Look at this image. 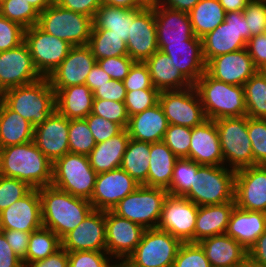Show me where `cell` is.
<instances>
[{"instance_id": "cell-37", "label": "cell", "mask_w": 266, "mask_h": 267, "mask_svg": "<svg viewBox=\"0 0 266 267\" xmlns=\"http://www.w3.org/2000/svg\"><path fill=\"white\" fill-rule=\"evenodd\" d=\"M34 127L3 101L0 105V148L20 145L33 140Z\"/></svg>"}, {"instance_id": "cell-41", "label": "cell", "mask_w": 266, "mask_h": 267, "mask_svg": "<svg viewBox=\"0 0 266 267\" xmlns=\"http://www.w3.org/2000/svg\"><path fill=\"white\" fill-rule=\"evenodd\" d=\"M87 46L96 61L108 57L128 55L127 44L110 30H92Z\"/></svg>"}, {"instance_id": "cell-21", "label": "cell", "mask_w": 266, "mask_h": 267, "mask_svg": "<svg viewBox=\"0 0 266 267\" xmlns=\"http://www.w3.org/2000/svg\"><path fill=\"white\" fill-rule=\"evenodd\" d=\"M97 63L91 49L73 46L66 58L47 77L53 89L85 84L91 68Z\"/></svg>"}, {"instance_id": "cell-18", "label": "cell", "mask_w": 266, "mask_h": 267, "mask_svg": "<svg viewBox=\"0 0 266 267\" xmlns=\"http://www.w3.org/2000/svg\"><path fill=\"white\" fill-rule=\"evenodd\" d=\"M145 230L138 223L105 211L106 252L116 260L127 258L140 243Z\"/></svg>"}, {"instance_id": "cell-32", "label": "cell", "mask_w": 266, "mask_h": 267, "mask_svg": "<svg viewBox=\"0 0 266 267\" xmlns=\"http://www.w3.org/2000/svg\"><path fill=\"white\" fill-rule=\"evenodd\" d=\"M53 90L56 110L67 119H85L91 113L94 95L86 84Z\"/></svg>"}, {"instance_id": "cell-34", "label": "cell", "mask_w": 266, "mask_h": 267, "mask_svg": "<svg viewBox=\"0 0 266 267\" xmlns=\"http://www.w3.org/2000/svg\"><path fill=\"white\" fill-rule=\"evenodd\" d=\"M129 140L130 137L125 128L116 136L104 142L96 143L88 155L90 165L94 171L100 174L121 167Z\"/></svg>"}, {"instance_id": "cell-8", "label": "cell", "mask_w": 266, "mask_h": 267, "mask_svg": "<svg viewBox=\"0 0 266 267\" xmlns=\"http://www.w3.org/2000/svg\"><path fill=\"white\" fill-rule=\"evenodd\" d=\"M167 196L168 191L164 188L140 185L119 201L112 212L140 224L145 229L157 228Z\"/></svg>"}, {"instance_id": "cell-17", "label": "cell", "mask_w": 266, "mask_h": 267, "mask_svg": "<svg viewBox=\"0 0 266 267\" xmlns=\"http://www.w3.org/2000/svg\"><path fill=\"white\" fill-rule=\"evenodd\" d=\"M140 186L121 167L97 174L95 187L89 200L94 210L112 211L124 197Z\"/></svg>"}, {"instance_id": "cell-51", "label": "cell", "mask_w": 266, "mask_h": 267, "mask_svg": "<svg viewBox=\"0 0 266 267\" xmlns=\"http://www.w3.org/2000/svg\"><path fill=\"white\" fill-rule=\"evenodd\" d=\"M112 258L106 251L68 252V267H115Z\"/></svg>"}, {"instance_id": "cell-23", "label": "cell", "mask_w": 266, "mask_h": 267, "mask_svg": "<svg viewBox=\"0 0 266 267\" xmlns=\"http://www.w3.org/2000/svg\"><path fill=\"white\" fill-rule=\"evenodd\" d=\"M69 119L56 109L42 124L34 128L33 142L54 162L69 153Z\"/></svg>"}, {"instance_id": "cell-11", "label": "cell", "mask_w": 266, "mask_h": 267, "mask_svg": "<svg viewBox=\"0 0 266 267\" xmlns=\"http://www.w3.org/2000/svg\"><path fill=\"white\" fill-rule=\"evenodd\" d=\"M181 244L169 232L146 229L140 243L127 258L139 267H172Z\"/></svg>"}, {"instance_id": "cell-40", "label": "cell", "mask_w": 266, "mask_h": 267, "mask_svg": "<svg viewBox=\"0 0 266 267\" xmlns=\"http://www.w3.org/2000/svg\"><path fill=\"white\" fill-rule=\"evenodd\" d=\"M61 248V239L50 229L40 228L31 232L26 257L22 260L24 267L30 263L43 260Z\"/></svg>"}, {"instance_id": "cell-9", "label": "cell", "mask_w": 266, "mask_h": 267, "mask_svg": "<svg viewBox=\"0 0 266 267\" xmlns=\"http://www.w3.org/2000/svg\"><path fill=\"white\" fill-rule=\"evenodd\" d=\"M224 165L239 170L254 165L251 141L247 130V115L215 120ZM228 166H227V163Z\"/></svg>"}, {"instance_id": "cell-39", "label": "cell", "mask_w": 266, "mask_h": 267, "mask_svg": "<svg viewBox=\"0 0 266 267\" xmlns=\"http://www.w3.org/2000/svg\"><path fill=\"white\" fill-rule=\"evenodd\" d=\"M150 143L130 139L123 155L121 168L137 183L147 182L149 170Z\"/></svg>"}, {"instance_id": "cell-42", "label": "cell", "mask_w": 266, "mask_h": 267, "mask_svg": "<svg viewBox=\"0 0 266 267\" xmlns=\"http://www.w3.org/2000/svg\"><path fill=\"white\" fill-rule=\"evenodd\" d=\"M243 87L247 116L266 119V76L257 71Z\"/></svg>"}, {"instance_id": "cell-54", "label": "cell", "mask_w": 266, "mask_h": 267, "mask_svg": "<svg viewBox=\"0 0 266 267\" xmlns=\"http://www.w3.org/2000/svg\"><path fill=\"white\" fill-rule=\"evenodd\" d=\"M127 92L136 90H158L153 87L150 73L144 62L135 61L123 80Z\"/></svg>"}, {"instance_id": "cell-43", "label": "cell", "mask_w": 266, "mask_h": 267, "mask_svg": "<svg viewBox=\"0 0 266 267\" xmlns=\"http://www.w3.org/2000/svg\"><path fill=\"white\" fill-rule=\"evenodd\" d=\"M39 12L27 0H1L0 15L27 29L37 25Z\"/></svg>"}, {"instance_id": "cell-70", "label": "cell", "mask_w": 266, "mask_h": 267, "mask_svg": "<svg viewBox=\"0 0 266 267\" xmlns=\"http://www.w3.org/2000/svg\"><path fill=\"white\" fill-rule=\"evenodd\" d=\"M237 267H266L252 256L247 254L244 259L237 265Z\"/></svg>"}, {"instance_id": "cell-12", "label": "cell", "mask_w": 266, "mask_h": 267, "mask_svg": "<svg viewBox=\"0 0 266 267\" xmlns=\"http://www.w3.org/2000/svg\"><path fill=\"white\" fill-rule=\"evenodd\" d=\"M24 42L29 48L35 68L42 77H48L73 47L67 41L45 33L37 25L25 29Z\"/></svg>"}, {"instance_id": "cell-46", "label": "cell", "mask_w": 266, "mask_h": 267, "mask_svg": "<svg viewBox=\"0 0 266 267\" xmlns=\"http://www.w3.org/2000/svg\"><path fill=\"white\" fill-rule=\"evenodd\" d=\"M247 130L251 141L254 165H266V119L247 116Z\"/></svg>"}, {"instance_id": "cell-35", "label": "cell", "mask_w": 266, "mask_h": 267, "mask_svg": "<svg viewBox=\"0 0 266 267\" xmlns=\"http://www.w3.org/2000/svg\"><path fill=\"white\" fill-rule=\"evenodd\" d=\"M143 8L127 9L101 5L93 18L92 30H110V33L116 34L127 43L134 17Z\"/></svg>"}, {"instance_id": "cell-15", "label": "cell", "mask_w": 266, "mask_h": 267, "mask_svg": "<svg viewBox=\"0 0 266 267\" xmlns=\"http://www.w3.org/2000/svg\"><path fill=\"white\" fill-rule=\"evenodd\" d=\"M41 78L25 42L0 52V95L8 89L28 85Z\"/></svg>"}, {"instance_id": "cell-24", "label": "cell", "mask_w": 266, "mask_h": 267, "mask_svg": "<svg viewBox=\"0 0 266 267\" xmlns=\"http://www.w3.org/2000/svg\"><path fill=\"white\" fill-rule=\"evenodd\" d=\"M42 227L38 189H32L23 198L0 212V230H19L31 233Z\"/></svg>"}, {"instance_id": "cell-48", "label": "cell", "mask_w": 266, "mask_h": 267, "mask_svg": "<svg viewBox=\"0 0 266 267\" xmlns=\"http://www.w3.org/2000/svg\"><path fill=\"white\" fill-rule=\"evenodd\" d=\"M91 113L115 122L123 129L127 128L129 122V116L124 102L94 99Z\"/></svg>"}, {"instance_id": "cell-71", "label": "cell", "mask_w": 266, "mask_h": 267, "mask_svg": "<svg viewBox=\"0 0 266 267\" xmlns=\"http://www.w3.org/2000/svg\"><path fill=\"white\" fill-rule=\"evenodd\" d=\"M115 267H139L132 263L128 258H121L115 261Z\"/></svg>"}, {"instance_id": "cell-58", "label": "cell", "mask_w": 266, "mask_h": 267, "mask_svg": "<svg viewBox=\"0 0 266 267\" xmlns=\"http://www.w3.org/2000/svg\"><path fill=\"white\" fill-rule=\"evenodd\" d=\"M127 91L124 87L123 81L113 80L104 83L101 87L97 88L94 92V99H104L124 102Z\"/></svg>"}, {"instance_id": "cell-25", "label": "cell", "mask_w": 266, "mask_h": 267, "mask_svg": "<svg viewBox=\"0 0 266 267\" xmlns=\"http://www.w3.org/2000/svg\"><path fill=\"white\" fill-rule=\"evenodd\" d=\"M158 49L169 56L176 68L192 85L206 72L202 38L192 37L186 43L158 45Z\"/></svg>"}, {"instance_id": "cell-20", "label": "cell", "mask_w": 266, "mask_h": 267, "mask_svg": "<svg viewBox=\"0 0 266 267\" xmlns=\"http://www.w3.org/2000/svg\"><path fill=\"white\" fill-rule=\"evenodd\" d=\"M61 247L67 252L106 251L105 211L93 210L61 239Z\"/></svg>"}, {"instance_id": "cell-3", "label": "cell", "mask_w": 266, "mask_h": 267, "mask_svg": "<svg viewBox=\"0 0 266 267\" xmlns=\"http://www.w3.org/2000/svg\"><path fill=\"white\" fill-rule=\"evenodd\" d=\"M1 97L11 110L28 120L34 128L47 120L56 109L55 91L47 77L8 89Z\"/></svg>"}, {"instance_id": "cell-26", "label": "cell", "mask_w": 266, "mask_h": 267, "mask_svg": "<svg viewBox=\"0 0 266 267\" xmlns=\"http://www.w3.org/2000/svg\"><path fill=\"white\" fill-rule=\"evenodd\" d=\"M189 159L199 165H224L217 126L214 120L207 119L200 125L191 128Z\"/></svg>"}, {"instance_id": "cell-50", "label": "cell", "mask_w": 266, "mask_h": 267, "mask_svg": "<svg viewBox=\"0 0 266 267\" xmlns=\"http://www.w3.org/2000/svg\"><path fill=\"white\" fill-rule=\"evenodd\" d=\"M33 188L16 178L0 175V212L27 195Z\"/></svg>"}, {"instance_id": "cell-36", "label": "cell", "mask_w": 266, "mask_h": 267, "mask_svg": "<svg viewBox=\"0 0 266 267\" xmlns=\"http://www.w3.org/2000/svg\"><path fill=\"white\" fill-rule=\"evenodd\" d=\"M177 160L178 158L163 141L150 143L149 170L144 185L167 190Z\"/></svg>"}, {"instance_id": "cell-72", "label": "cell", "mask_w": 266, "mask_h": 267, "mask_svg": "<svg viewBox=\"0 0 266 267\" xmlns=\"http://www.w3.org/2000/svg\"><path fill=\"white\" fill-rule=\"evenodd\" d=\"M258 71L266 76V63H264V65L260 67Z\"/></svg>"}, {"instance_id": "cell-57", "label": "cell", "mask_w": 266, "mask_h": 267, "mask_svg": "<svg viewBox=\"0 0 266 267\" xmlns=\"http://www.w3.org/2000/svg\"><path fill=\"white\" fill-rule=\"evenodd\" d=\"M135 61L126 56L108 57L97 60L98 65L113 79L123 81Z\"/></svg>"}, {"instance_id": "cell-31", "label": "cell", "mask_w": 266, "mask_h": 267, "mask_svg": "<svg viewBox=\"0 0 266 267\" xmlns=\"http://www.w3.org/2000/svg\"><path fill=\"white\" fill-rule=\"evenodd\" d=\"M144 63L148 67L153 87L159 91L183 90L193 86L161 50L155 52Z\"/></svg>"}, {"instance_id": "cell-64", "label": "cell", "mask_w": 266, "mask_h": 267, "mask_svg": "<svg viewBox=\"0 0 266 267\" xmlns=\"http://www.w3.org/2000/svg\"><path fill=\"white\" fill-rule=\"evenodd\" d=\"M112 78L96 63L87 76L85 84L94 92L104 83L110 81Z\"/></svg>"}, {"instance_id": "cell-66", "label": "cell", "mask_w": 266, "mask_h": 267, "mask_svg": "<svg viewBox=\"0 0 266 267\" xmlns=\"http://www.w3.org/2000/svg\"><path fill=\"white\" fill-rule=\"evenodd\" d=\"M160 6L189 13L200 0H155Z\"/></svg>"}, {"instance_id": "cell-52", "label": "cell", "mask_w": 266, "mask_h": 267, "mask_svg": "<svg viewBox=\"0 0 266 267\" xmlns=\"http://www.w3.org/2000/svg\"><path fill=\"white\" fill-rule=\"evenodd\" d=\"M159 90H136L127 92L124 104L128 116H134L159 103Z\"/></svg>"}, {"instance_id": "cell-13", "label": "cell", "mask_w": 266, "mask_h": 267, "mask_svg": "<svg viewBox=\"0 0 266 267\" xmlns=\"http://www.w3.org/2000/svg\"><path fill=\"white\" fill-rule=\"evenodd\" d=\"M159 104L169 124L194 128L207 120L194 85L183 90L160 91Z\"/></svg>"}, {"instance_id": "cell-16", "label": "cell", "mask_w": 266, "mask_h": 267, "mask_svg": "<svg viewBox=\"0 0 266 267\" xmlns=\"http://www.w3.org/2000/svg\"><path fill=\"white\" fill-rule=\"evenodd\" d=\"M234 201L241 209L266 213V165L236 170Z\"/></svg>"}, {"instance_id": "cell-2", "label": "cell", "mask_w": 266, "mask_h": 267, "mask_svg": "<svg viewBox=\"0 0 266 267\" xmlns=\"http://www.w3.org/2000/svg\"><path fill=\"white\" fill-rule=\"evenodd\" d=\"M42 225L60 239L74 230L93 210L89 200L75 197L52 185L38 189Z\"/></svg>"}, {"instance_id": "cell-14", "label": "cell", "mask_w": 266, "mask_h": 267, "mask_svg": "<svg viewBox=\"0 0 266 267\" xmlns=\"http://www.w3.org/2000/svg\"><path fill=\"white\" fill-rule=\"evenodd\" d=\"M198 206L183 196L166 197L158 229L169 232L182 243H194Z\"/></svg>"}, {"instance_id": "cell-6", "label": "cell", "mask_w": 266, "mask_h": 267, "mask_svg": "<svg viewBox=\"0 0 266 267\" xmlns=\"http://www.w3.org/2000/svg\"><path fill=\"white\" fill-rule=\"evenodd\" d=\"M96 177L88 156L69 152L53 162L51 185L75 197L90 200Z\"/></svg>"}, {"instance_id": "cell-47", "label": "cell", "mask_w": 266, "mask_h": 267, "mask_svg": "<svg viewBox=\"0 0 266 267\" xmlns=\"http://www.w3.org/2000/svg\"><path fill=\"white\" fill-rule=\"evenodd\" d=\"M163 142L171 149L178 159H189L191 128L169 124Z\"/></svg>"}, {"instance_id": "cell-28", "label": "cell", "mask_w": 266, "mask_h": 267, "mask_svg": "<svg viewBox=\"0 0 266 267\" xmlns=\"http://www.w3.org/2000/svg\"><path fill=\"white\" fill-rule=\"evenodd\" d=\"M265 231L266 213L234 207L229 218L226 234L246 250H249Z\"/></svg>"}, {"instance_id": "cell-44", "label": "cell", "mask_w": 266, "mask_h": 267, "mask_svg": "<svg viewBox=\"0 0 266 267\" xmlns=\"http://www.w3.org/2000/svg\"><path fill=\"white\" fill-rule=\"evenodd\" d=\"M201 165L196 162L181 158L174 165L173 177L170 187L167 189L168 194L172 196H184L195 181V174Z\"/></svg>"}, {"instance_id": "cell-33", "label": "cell", "mask_w": 266, "mask_h": 267, "mask_svg": "<svg viewBox=\"0 0 266 267\" xmlns=\"http://www.w3.org/2000/svg\"><path fill=\"white\" fill-rule=\"evenodd\" d=\"M235 202L198 206L194 243L215 235L225 234Z\"/></svg>"}, {"instance_id": "cell-67", "label": "cell", "mask_w": 266, "mask_h": 267, "mask_svg": "<svg viewBox=\"0 0 266 267\" xmlns=\"http://www.w3.org/2000/svg\"><path fill=\"white\" fill-rule=\"evenodd\" d=\"M100 2L102 5H111L127 9L145 7L149 3L147 0H100Z\"/></svg>"}, {"instance_id": "cell-38", "label": "cell", "mask_w": 266, "mask_h": 267, "mask_svg": "<svg viewBox=\"0 0 266 267\" xmlns=\"http://www.w3.org/2000/svg\"><path fill=\"white\" fill-rule=\"evenodd\" d=\"M189 17L195 36L202 38L225 21L226 12L218 0H200Z\"/></svg>"}, {"instance_id": "cell-22", "label": "cell", "mask_w": 266, "mask_h": 267, "mask_svg": "<svg viewBox=\"0 0 266 267\" xmlns=\"http://www.w3.org/2000/svg\"><path fill=\"white\" fill-rule=\"evenodd\" d=\"M257 71L247 48L216 56L206 64L211 77L232 85L243 86Z\"/></svg>"}, {"instance_id": "cell-10", "label": "cell", "mask_w": 266, "mask_h": 267, "mask_svg": "<svg viewBox=\"0 0 266 267\" xmlns=\"http://www.w3.org/2000/svg\"><path fill=\"white\" fill-rule=\"evenodd\" d=\"M251 32L243 11L227 12L225 21L202 37L203 57L206 64L216 56L247 47Z\"/></svg>"}, {"instance_id": "cell-29", "label": "cell", "mask_w": 266, "mask_h": 267, "mask_svg": "<svg viewBox=\"0 0 266 267\" xmlns=\"http://www.w3.org/2000/svg\"><path fill=\"white\" fill-rule=\"evenodd\" d=\"M168 125L163 109L158 103L141 113L129 117L126 129L130 139L154 143L163 141Z\"/></svg>"}, {"instance_id": "cell-30", "label": "cell", "mask_w": 266, "mask_h": 267, "mask_svg": "<svg viewBox=\"0 0 266 267\" xmlns=\"http://www.w3.org/2000/svg\"><path fill=\"white\" fill-rule=\"evenodd\" d=\"M198 244L212 267H237L248 254V250L226 233L202 239Z\"/></svg>"}, {"instance_id": "cell-49", "label": "cell", "mask_w": 266, "mask_h": 267, "mask_svg": "<svg viewBox=\"0 0 266 267\" xmlns=\"http://www.w3.org/2000/svg\"><path fill=\"white\" fill-rule=\"evenodd\" d=\"M172 267H212L198 243H182Z\"/></svg>"}, {"instance_id": "cell-60", "label": "cell", "mask_w": 266, "mask_h": 267, "mask_svg": "<svg viewBox=\"0 0 266 267\" xmlns=\"http://www.w3.org/2000/svg\"><path fill=\"white\" fill-rule=\"evenodd\" d=\"M4 233L14 253L22 260L26 257L31 233L19 230H0Z\"/></svg>"}, {"instance_id": "cell-65", "label": "cell", "mask_w": 266, "mask_h": 267, "mask_svg": "<svg viewBox=\"0 0 266 267\" xmlns=\"http://www.w3.org/2000/svg\"><path fill=\"white\" fill-rule=\"evenodd\" d=\"M248 254L266 266V231L258 237L248 250Z\"/></svg>"}, {"instance_id": "cell-7", "label": "cell", "mask_w": 266, "mask_h": 267, "mask_svg": "<svg viewBox=\"0 0 266 267\" xmlns=\"http://www.w3.org/2000/svg\"><path fill=\"white\" fill-rule=\"evenodd\" d=\"M37 26L72 46H85L90 39L93 18L62 8L54 2L39 14Z\"/></svg>"}, {"instance_id": "cell-4", "label": "cell", "mask_w": 266, "mask_h": 267, "mask_svg": "<svg viewBox=\"0 0 266 267\" xmlns=\"http://www.w3.org/2000/svg\"><path fill=\"white\" fill-rule=\"evenodd\" d=\"M207 119L247 115L244 87L216 80L205 72L194 84Z\"/></svg>"}, {"instance_id": "cell-5", "label": "cell", "mask_w": 266, "mask_h": 267, "mask_svg": "<svg viewBox=\"0 0 266 267\" xmlns=\"http://www.w3.org/2000/svg\"><path fill=\"white\" fill-rule=\"evenodd\" d=\"M235 176L236 171L224 165H201L194 183L183 197L197 206L235 202Z\"/></svg>"}, {"instance_id": "cell-56", "label": "cell", "mask_w": 266, "mask_h": 267, "mask_svg": "<svg viewBox=\"0 0 266 267\" xmlns=\"http://www.w3.org/2000/svg\"><path fill=\"white\" fill-rule=\"evenodd\" d=\"M85 120L88 123L96 143L104 142L123 130L119 124L92 113H90Z\"/></svg>"}, {"instance_id": "cell-45", "label": "cell", "mask_w": 266, "mask_h": 267, "mask_svg": "<svg viewBox=\"0 0 266 267\" xmlns=\"http://www.w3.org/2000/svg\"><path fill=\"white\" fill-rule=\"evenodd\" d=\"M68 139L70 153L88 156L96 145L85 119L69 120Z\"/></svg>"}, {"instance_id": "cell-62", "label": "cell", "mask_w": 266, "mask_h": 267, "mask_svg": "<svg viewBox=\"0 0 266 267\" xmlns=\"http://www.w3.org/2000/svg\"><path fill=\"white\" fill-rule=\"evenodd\" d=\"M0 267H24L22 259L14 253L2 231H0Z\"/></svg>"}, {"instance_id": "cell-53", "label": "cell", "mask_w": 266, "mask_h": 267, "mask_svg": "<svg viewBox=\"0 0 266 267\" xmlns=\"http://www.w3.org/2000/svg\"><path fill=\"white\" fill-rule=\"evenodd\" d=\"M251 37L264 33L266 25V0H250L243 10Z\"/></svg>"}, {"instance_id": "cell-68", "label": "cell", "mask_w": 266, "mask_h": 267, "mask_svg": "<svg viewBox=\"0 0 266 267\" xmlns=\"http://www.w3.org/2000/svg\"><path fill=\"white\" fill-rule=\"evenodd\" d=\"M225 12L243 11L250 0H218Z\"/></svg>"}, {"instance_id": "cell-1", "label": "cell", "mask_w": 266, "mask_h": 267, "mask_svg": "<svg viewBox=\"0 0 266 267\" xmlns=\"http://www.w3.org/2000/svg\"><path fill=\"white\" fill-rule=\"evenodd\" d=\"M51 162L32 141L0 148V175L16 178L33 189L50 186Z\"/></svg>"}, {"instance_id": "cell-63", "label": "cell", "mask_w": 266, "mask_h": 267, "mask_svg": "<svg viewBox=\"0 0 266 267\" xmlns=\"http://www.w3.org/2000/svg\"><path fill=\"white\" fill-rule=\"evenodd\" d=\"M25 267H68V252L61 247L49 257L30 262Z\"/></svg>"}, {"instance_id": "cell-61", "label": "cell", "mask_w": 266, "mask_h": 267, "mask_svg": "<svg viewBox=\"0 0 266 267\" xmlns=\"http://www.w3.org/2000/svg\"><path fill=\"white\" fill-rule=\"evenodd\" d=\"M246 48L257 69L266 63V34L252 36Z\"/></svg>"}, {"instance_id": "cell-69", "label": "cell", "mask_w": 266, "mask_h": 267, "mask_svg": "<svg viewBox=\"0 0 266 267\" xmlns=\"http://www.w3.org/2000/svg\"><path fill=\"white\" fill-rule=\"evenodd\" d=\"M39 13L52 5L55 0H27Z\"/></svg>"}, {"instance_id": "cell-27", "label": "cell", "mask_w": 266, "mask_h": 267, "mask_svg": "<svg viewBox=\"0 0 266 267\" xmlns=\"http://www.w3.org/2000/svg\"><path fill=\"white\" fill-rule=\"evenodd\" d=\"M154 16L158 45L186 43L196 37L189 13L160 6L154 0Z\"/></svg>"}, {"instance_id": "cell-59", "label": "cell", "mask_w": 266, "mask_h": 267, "mask_svg": "<svg viewBox=\"0 0 266 267\" xmlns=\"http://www.w3.org/2000/svg\"><path fill=\"white\" fill-rule=\"evenodd\" d=\"M55 3L67 10L94 18L102 5L100 0H55Z\"/></svg>"}, {"instance_id": "cell-19", "label": "cell", "mask_w": 266, "mask_h": 267, "mask_svg": "<svg viewBox=\"0 0 266 267\" xmlns=\"http://www.w3.org/2000/svg\"><path fill=\"white\" fill-rule=\"evenodd\" d=\"M128 56L144 62L158 49L154 1H150L135 17L127 41Z\"/></svg>"}, {"instance_id": "cell-55", "label": "cell", "mask_w": 266, "mask_h": 267, "mask_svg": "<svg viewBox=\"0 0 266 267\" xmlns=\"http://www.w3.org/2000/svg\"><path fill=\"white\" fill-rule=\"evenodd\" d=\"M24 31L20 24L0 15V52L19 46L24 42Z\"/></svg>"}]
</instances>
